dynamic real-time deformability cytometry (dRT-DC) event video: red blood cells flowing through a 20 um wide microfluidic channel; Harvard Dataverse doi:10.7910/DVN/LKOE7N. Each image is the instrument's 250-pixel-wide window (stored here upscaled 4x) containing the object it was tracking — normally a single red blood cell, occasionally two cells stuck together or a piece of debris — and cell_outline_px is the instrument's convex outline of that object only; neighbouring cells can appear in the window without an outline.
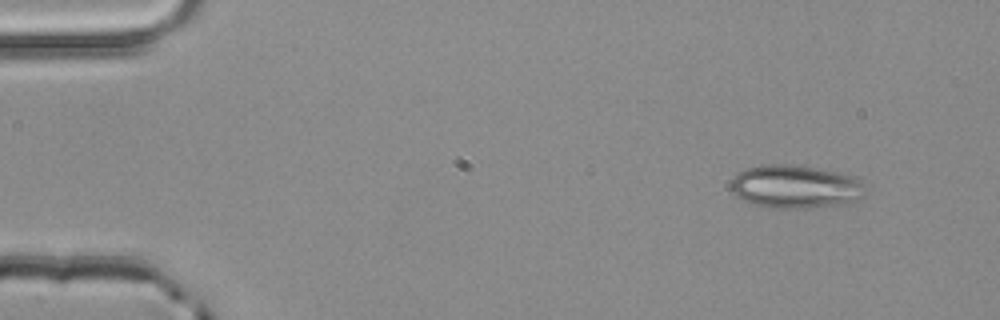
{"species": "common noctule bat (a hibernating species)", "species_latin": "Nyctalus noctula", "temperature_condition": "room temperature", "stored_images_in_passage": 3, "camera_frame_rate_fps": 3000, "um_per_image_px": 0.085, "animal": {"sex": "male", "body_mass_g": 20.4}, "frame": {"image": 1, "passage_image": 1, "time_ms": 0.0, "image_size_px": [1000, 320], "cell_outline_px": [[864, 196], [860, 200], [852, 204], [808, 208], [768, 208], [748, 204], [736, 196], [732, 192], [732, 180], [736, 172], [760, 164], [788, 164], [836, 172], [856, 176], [864, 184]], "centroid_in_image_um": [67.62, 15.89], "position_along_channel_um": 17.4, "area_um2": 34.51}}